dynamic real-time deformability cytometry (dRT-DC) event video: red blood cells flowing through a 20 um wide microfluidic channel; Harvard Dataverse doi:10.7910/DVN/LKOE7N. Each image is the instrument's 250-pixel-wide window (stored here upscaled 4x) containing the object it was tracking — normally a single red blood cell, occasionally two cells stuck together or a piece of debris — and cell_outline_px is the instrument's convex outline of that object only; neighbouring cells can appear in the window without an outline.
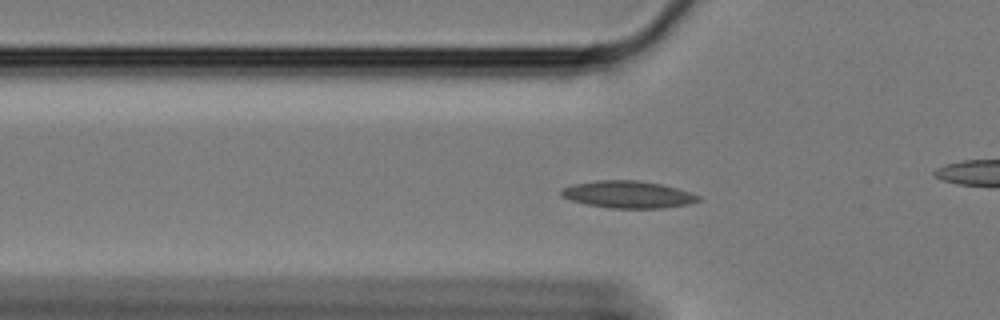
{"species": "Egyptian fruit bat (a non-hibernating species)", "species_latin": "Rousettus aegyptiacus", "temperature_condition": "cold", "stored_images_in_passage": 51, "camera_frame_rate_fps": 3000, "um_per_image_px": 0.085, "animal": {"sex": "female"}, "frame": {"image": 1, "passage_image": 10, "time_ms": 3.0, "image_size_px": [1000, 320], "cell_outline_px": [[700, 200], [688, 204], [664, 208], [608, 208], [588, 204], [572, 200], [560, 196], [560, 188], [572, 184], [596, 180], [636, 180], [660, 184], [676, 188], [700, 196]], "centroid_in_image_um": [53.33, 16.53], "position_along_channel_um": 72.5, "area_um2": 21.62}}
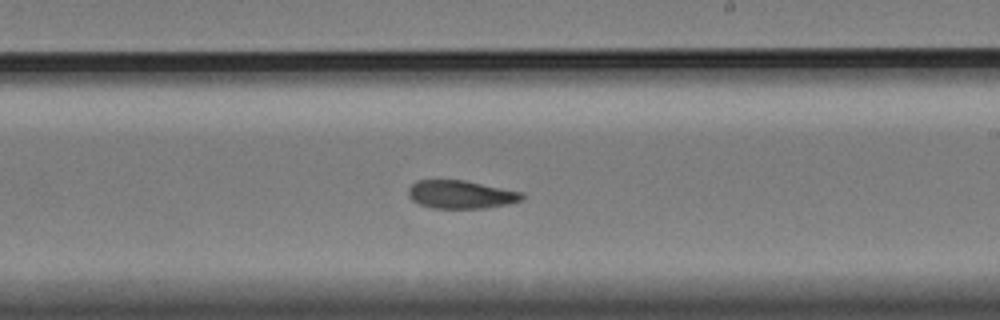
{"frame": {"image": 2, "passage_image": 26, "time_ms": 8.333, "image_size_px": [1000, 320], "cell_outline_px": [[524, 196], [520, 200], [508, 204], [484, 208], [432, 208], [420, 204], [412, 200], [408, 196], [408, 188], [416, 180], [464, 180], [524, 192]], "centroid_in_image_um": [39.16, 16.52], "position_along_channel_um": 249.8, "area_um2": 18.67}}
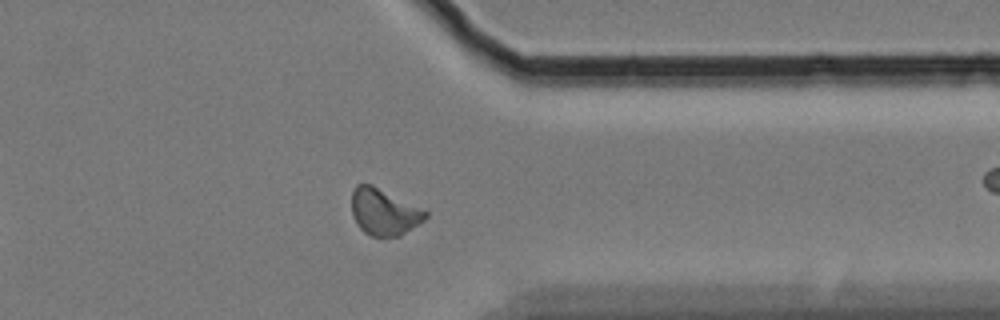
{"frame": {"image": 3, "passage_image": 38, "time_ms": 12.333, "image_size_px": [1000, 320], "cell_outline_px": [[428, 216], [424, 220], [400, 236], [372, 236], [364, 232], [356, 224], [352, 216], [352, 192], [356, 184], [372, 184], [424, 208], [428, 212]], "centroid_in_image_um": [32.65, 18.0], "position_along_channel_um": 378.8, "area_um2": 20.23}, "authors_computed_cell_mechanics": {"area_um2": 19.363, "velocity_mm_per_s": 3.3201, "shape_relaxation_time_tau1_ms": 7.3682, "shape_relaxation_time_tau2_ms": 4.1215, "deformation_change_tau1": 0.1474, "deformation_change_tau2": 0.11}}